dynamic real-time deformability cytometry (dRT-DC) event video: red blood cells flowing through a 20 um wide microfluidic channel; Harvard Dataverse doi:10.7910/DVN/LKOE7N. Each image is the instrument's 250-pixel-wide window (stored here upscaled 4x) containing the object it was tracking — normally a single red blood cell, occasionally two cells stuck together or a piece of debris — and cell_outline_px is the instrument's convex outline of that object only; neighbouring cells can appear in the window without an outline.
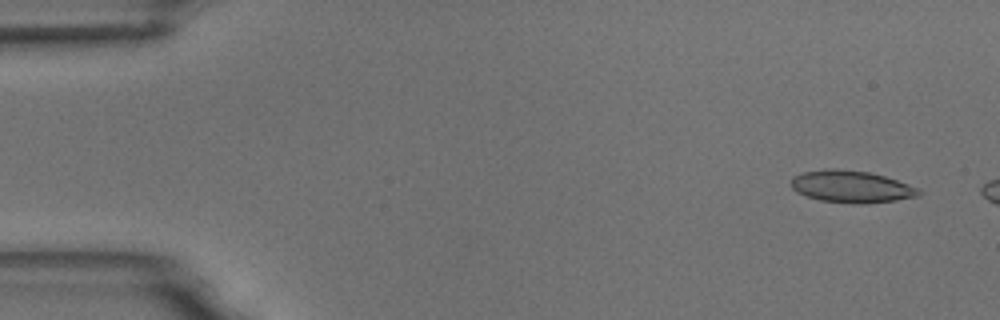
{"species": "common noctule bat (a hibernating species)", "species_latin": "Nyctalus noctula", "temperature_condition": "room temperature", "stored_images_in_passage": 3, "camera_frame_rate_fps": 3000, "um_per_image_px": 0.085, "animal": {"sex": "male", "body_mass_g": 18.8}, "frame": {"image": 1, "passage_image": 1, "time_ms": 0.0, "image_size_px": [1000, 320], "cell_outline_px": [[920, 196], [896, 200], [868, 204], [856, 204], [820, 200], [796, 192], [792, 188], [792, 176], [804, 172], [832, 168], [868, 172], [884, 176], [920, 188]], "centroid_in_image_um": [72.39, 15.87], "position_along_channel_um": 12.6, "area_um2": 23.76}}